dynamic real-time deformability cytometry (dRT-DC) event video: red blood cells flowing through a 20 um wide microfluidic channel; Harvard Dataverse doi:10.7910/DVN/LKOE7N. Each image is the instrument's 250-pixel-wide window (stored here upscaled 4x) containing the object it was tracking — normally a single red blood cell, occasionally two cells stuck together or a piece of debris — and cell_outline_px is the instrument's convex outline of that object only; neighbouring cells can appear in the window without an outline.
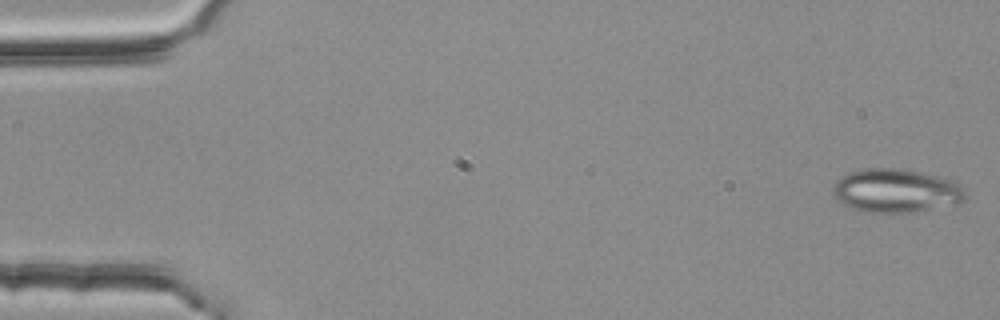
{"species": "common noctule bat (a hibernating species)", "species_latin": "Nyctalus noctula", "temperature_condition": "room temperature", "stored_images_in_passage": 5, "camera_frame_rate_fps": 3000, "um_per_image_px": 0.085, "animal": {"sex": "female", "body_mass_g": 25.1}, "frame": {"image": 1, "passage_image": 1, "time_ms": 0.0, "image_size_px": [1000, 320], "cell_outline_px": [[964, 200], [960, 204], [912, 212], [868, 212], [852, 208], [836, 200], [832, 192], [836, 180], [852, 172], [864, 168], [892, 168], [920, 172], [952, 180], [960, 184], [964, 192]], "centroid_in_image_um": [76.17, 16.22], "position_along_channel_um": 8.8, "area_um2": 33.41}}